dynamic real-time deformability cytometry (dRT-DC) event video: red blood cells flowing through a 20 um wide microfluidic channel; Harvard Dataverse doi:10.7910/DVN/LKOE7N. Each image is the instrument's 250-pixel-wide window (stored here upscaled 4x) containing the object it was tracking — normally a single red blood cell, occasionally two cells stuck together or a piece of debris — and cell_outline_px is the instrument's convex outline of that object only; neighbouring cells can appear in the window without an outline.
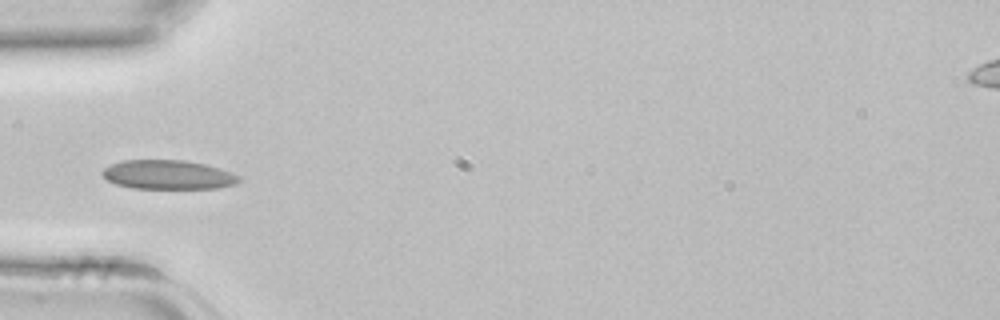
{"species": "common noctule bat (a hibernating species)", "species_latin": "Nyctalus noctula", "temperature_condition": "room temperature", "stored_images_in_passage": 42, "camera_frame_rate_fps": 3000, "um_per_image_px": 0.085, "animal": {"sex": "female", "body_mass_g": 22.7, "forearm_length_mm": 54.2}, "frame": {"image": 1, "passage_image": 13, "time_ms": 4.0, "image_size_px": [1000, 320], "cell_outline_px": [[240, 180], [236, 184], [220, 188], [132, 188], [116, 184], [108, 180], [100, 172], [104, 168], [112, 164], [124, 160], [184, 160], [204, 164], [220, 168], [232, 172], [240, 176]], "centroid_in_image_um": [14.31, 14.85], "position_along_channel_um": 70.7, "area_um2": 23.18}}
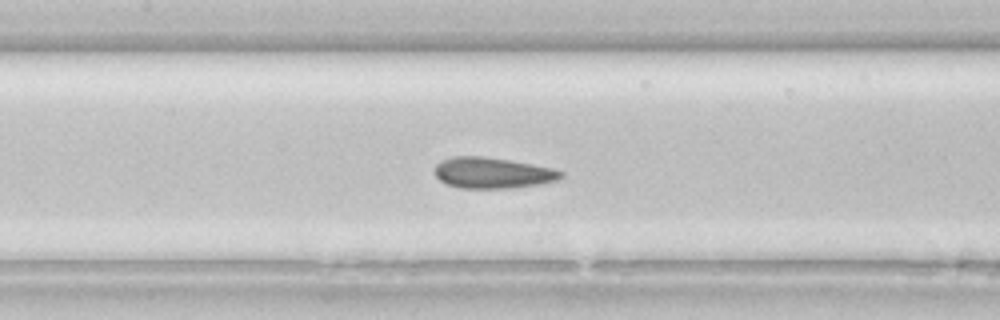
{"frame": {"image": 2, "passage_image": 19, "time_ms": 6.0, "image_size_px": [1000, 320], "cell_outline_px": [[564, 176], [560, 180], [536, 184], [508, 188], [460, 188], [448, 184], [440, 180], [436, 176], [436, 164], [440, 160], [452, 156], [484, 156], [532, 164], [552, 168], [564, 172]], "centroid_in_image_um": [41.87, 14.68], "position_along_channel_um": 165.5, "area_um2": 22.66}}